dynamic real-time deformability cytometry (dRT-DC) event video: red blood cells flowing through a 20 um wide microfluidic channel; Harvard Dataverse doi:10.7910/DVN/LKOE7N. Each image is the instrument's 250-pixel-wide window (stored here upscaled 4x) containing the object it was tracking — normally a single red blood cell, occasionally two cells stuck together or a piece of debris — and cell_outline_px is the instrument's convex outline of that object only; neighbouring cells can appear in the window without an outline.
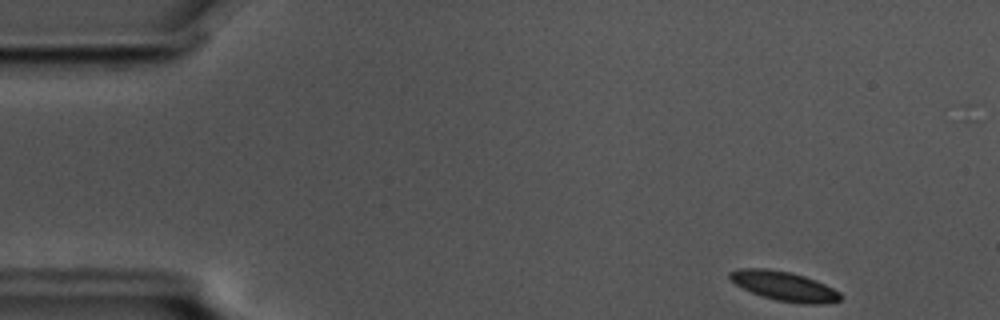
{"species": "common noctule bat (a hibernating species)", "species_latin": "Nyctalus noctula", "temperature_condition": "cold", "stored_images_in_passage": 52, "camera_frame_rate_fps": 3000, "um_per_image_px": 0.085, "animal": {"sex": "male", "body_mass_g": 17.5, "forearm_length_mm": 52.3}, "frame": {"image": 1, "passage_image": 1, "time_ms": 0.0, "image_size_px": [1000, 320], "cell_outline_px": [[840, 300], [824, 304], [800, 304], [776, 300], [752, 292], [736, 284], [728, 276], [728, 272], [736, 268], [768, 268], [792, 272], [816, 280], [840, 292]], "centroid_in_image_um": [66.64, 24.3], "position_along_channel_um": 18.4, "area_um2": 18.96}}
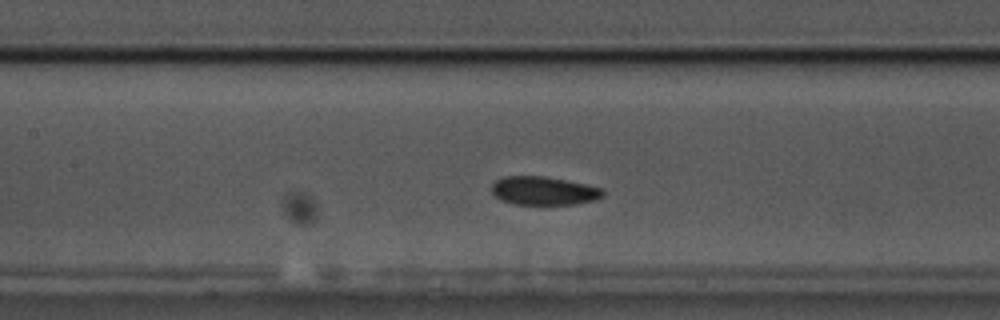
{"frame": {"image": 2, "passage_image": 21, "time_ms": 6.667, "image_size_px": [1000, 320], "cell_outline_px": [[604, 196], [596, 200], [576, 204], [516, 204], [504, 200], [496, 196], [492, 192], [492, 184], [496, 180], [504, 176], [544, 176], [584, 184], [600, 188], [604, 192]], "centroid_in_image_um": [46.23, 16.21], "position_along_channel_um": 161.2, "area_um2": 18.21}}
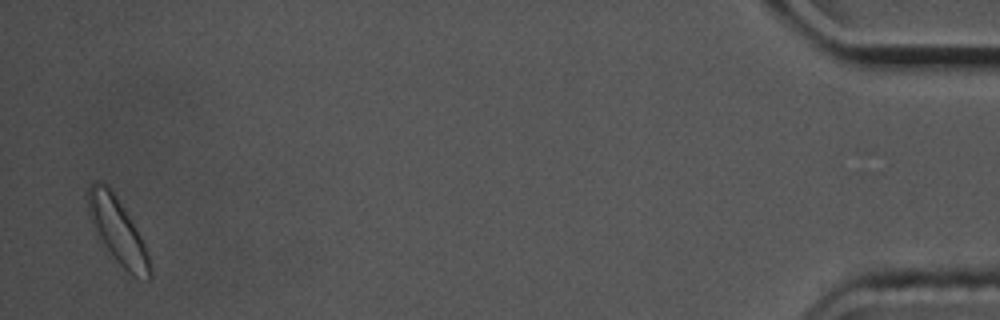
{"frame": {"image": 3, "passage_image": 51, "time_ms": 16.667, "image_size_px": [1000, 320], "cell_outline_px": [[152, 280], [148, 280], [136, 276], [128, 272], [104, 252], [92, 228], [88, 212], [88, 188], [96, 180], [108, 184], [136, 228], [148, 252], [152, 264]], "centroid_in_image_um": [9.98, 19.68], "position_along_channel_um": 425.2, "area_um2": 24.28}, "authors_computed_cell_mechanics": {"area_um2": 18.9006, "velocity_mm_per_s": 3.5252, "shape_relaxation_time_tau1_ms": 3.881, "shape_relaxation_time_tau2_ms": 8.5698, "deformation_change_tau1": 0.0592, "deformation_change_tau2": 0.1308}}